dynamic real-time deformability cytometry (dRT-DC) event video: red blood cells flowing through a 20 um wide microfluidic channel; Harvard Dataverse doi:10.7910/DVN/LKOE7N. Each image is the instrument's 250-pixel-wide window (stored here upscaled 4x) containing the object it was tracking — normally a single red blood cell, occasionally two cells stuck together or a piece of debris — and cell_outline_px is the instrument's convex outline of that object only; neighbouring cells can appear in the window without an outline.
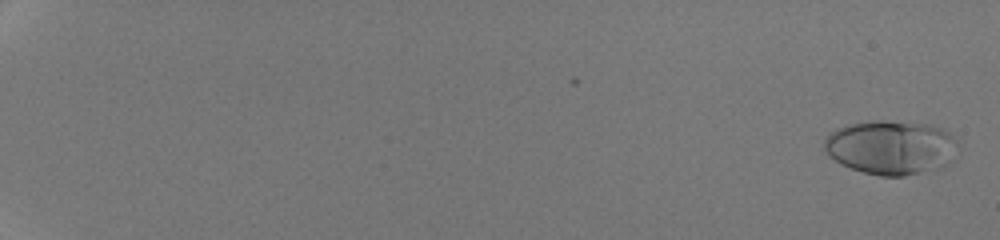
{"species": "human", "species_latin": "Homo sapiens", "temperature_condition": "room temperature", "stored_images_in_passage": 53, "camera_frame_rate_fps": 3000, "um_per_image_px": 0.085, "donor": {"sex": "male"}, "frame": {"image": 1, "passage_image": 2, "time_ms": 0.333, "image_size_px": [1000, 240], "cell_outline_px": [[956, 144], [948, 164], [920, 172], [904, 176], [880, 176], [864, 172], [840, 164], [828, 156], [824, 148], [824, 140], [828, 132], [836, 128], [848, 124], [872, 120], [880, 120], [932, 124], [948, 132], [956, 140]], "centroid_in_image_um": [75.65, 12.5], "position_along_channel_um": 9.4, "area_um2": 42.08}}
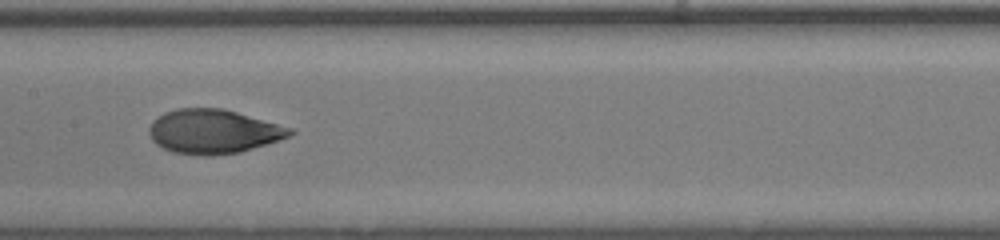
{"frame": {"image": 2, "passage_image": 32, "time_ms": 10.333, "image_size_px": [1000, 240], "cell_outline_px": [[296, 132], [288, 136], [240, 152], [212, 156], [204, 156], [172, 152], [156, 144], [152, 140], [148, 132], [148, 128], [152, 120], [164, 112], [176, 108], [224, 108], [292, 128]], "centroid_in_image_um": [18.08, 11.17], "position_along_channel_um": 189.3, "area_um2": 36.24}}
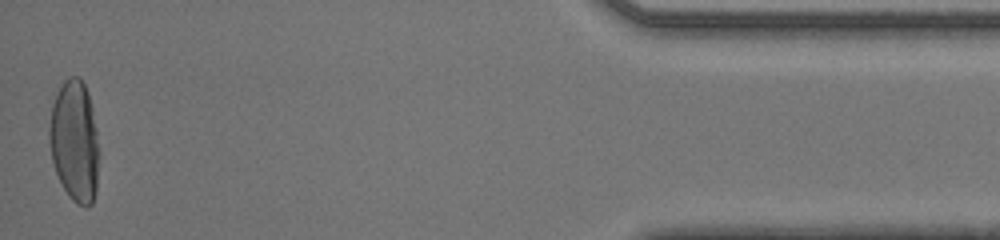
{"frame": {"image": 3, "passage_image": 53, "time_ms": 17.333, "image_size_px": [1000, 240], "cell_outline_px": [[96, 192], [92, 204], [88, 208], [84, 208], [76, 204], [68, 196], [56, 172], [52, 160], [48, 140], [48, 128], [52, 104], [56, 92], [64, 80], [68, 76], [80, 76], [88, 92], [92, 108], [96, 132]], "centroid_in_image_um": [6.29, 11.98], "position_along_channel_um": 428.9, "area_um2": 35.03}, "authors_computed_cell_mechanics": {"area_um2": 35.9516, "velocity_mm_per_s": 4.2948, "shape_relaxation_time_tau1_ms": 4.0026, "shape_relaxation_time_tau2_ms": null, "deformation_change_tau1": 0.2269, "deformation_change_tau2": null}}